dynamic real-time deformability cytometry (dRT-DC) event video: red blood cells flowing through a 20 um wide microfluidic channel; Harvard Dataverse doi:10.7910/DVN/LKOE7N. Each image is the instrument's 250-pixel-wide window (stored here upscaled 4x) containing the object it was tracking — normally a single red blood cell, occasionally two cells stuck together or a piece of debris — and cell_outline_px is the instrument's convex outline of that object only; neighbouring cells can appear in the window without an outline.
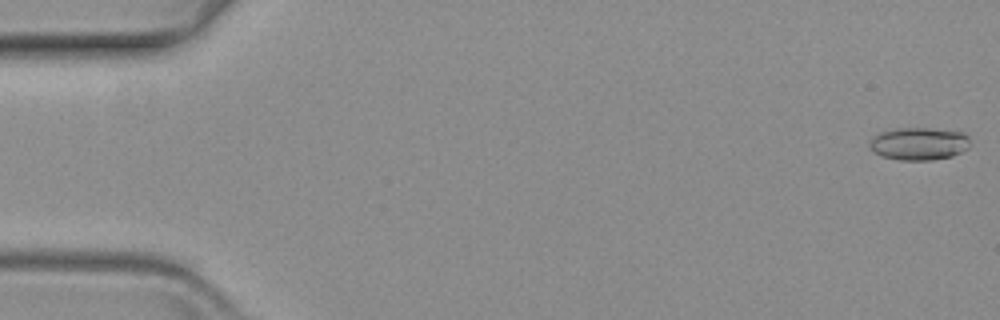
{"species": "common noctule bat (a hibernating species)", "species_latin": "Nyctalus noctula", "temperature_condition": "warm", "stored_images_in_passage": 11, "camera_frame_rate_fps": 3000, "um_per_image_px": 0.085, "animal": {"sex": "female", "body_mass_g": 19.3, "forearm_length_mm": 54.1}, "frame": {"image": 1, "passage_image": 1, "time_ms": 0.0, "image_size_px": [1000, 320], "cell_outline_px": [[968, 148], [952, 156], [932, 160], [900, 160], [880, 156], [872, 152], [868, 148], [868, 140], [872, 136], [880, 132], [896, 128], [928, 128], [964, 132], [968, 136]], "centroid_in_image_um": [78.03, 12.21], "position_along_channel_um": 7.0, "area_um2": 19.42}}